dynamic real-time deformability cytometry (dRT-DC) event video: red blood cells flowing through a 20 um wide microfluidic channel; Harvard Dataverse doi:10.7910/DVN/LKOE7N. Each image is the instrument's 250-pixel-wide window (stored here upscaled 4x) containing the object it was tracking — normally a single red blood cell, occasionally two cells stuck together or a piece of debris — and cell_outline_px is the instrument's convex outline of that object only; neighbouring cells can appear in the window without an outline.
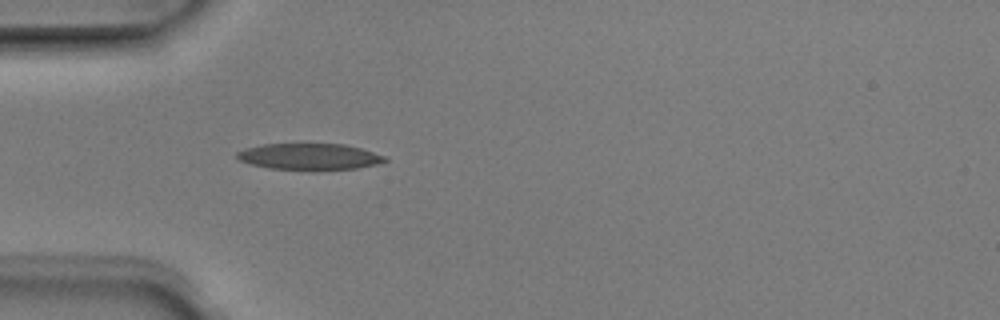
{"species": "Egyptian fruit bat (a non-hibernating species)", "species_latin": "Rousettus aegyptiacus", "temperature_condition": "room temperature", "stored_images_in_passage": 4, "camera_frame_rate_fps": 3000, "um_per_image_px": 0.085, "animal": {"sex": "male"}, "frame": {"image": 1, "passage_image": 4, "time_ms": 1.0, "image_size_px": [1000, 320], "cell_outline_px": [[388, 160], [380, 164], [356, 168], [312, 172], [268, 168], [252, 164], [240, 160], [236, 156], [236, 152], [248, 148], [264, 144], [344, 144], [360, 148], [388, 156]], "centroid_in_image_um": [26.37, 13.34], "position_along_channel_um": 58.6, "area_um2": 23.29}}